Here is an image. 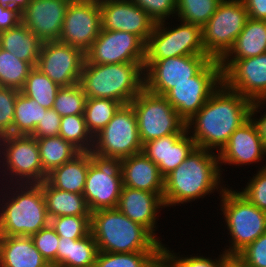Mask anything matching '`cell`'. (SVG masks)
Listing matches in <instances>:
<instances>
[{"mask_svg": "<svg viewBox=\"0 0 266 267\" xmlns=\"http://www.w3.org/2000/svg\"><path fill=\"white\" fill-rule=\"evenodd\" d=\"M60 88L47 75L43 74L37 67H34L29 72L20 92L35 100L43 108L52 109Z\"/></svg>", "mask_w": 266, "mask_h": 267, "instance_id": "d6a6232c", "label": "cell"}, {"mask_svg": "<svg viewBox=\"0 0 266 267\" xmlns=\"http://www.w3.org/2000/svg\"><path fill=\"white\" fill-rule=\"evenodd\" d=\"M61 116L52 108L47 109L41 122L36 126L35 131L31 134L35 138H47L59 136L61 125Z\"/></svg>", "mask_w": 266, "mask_h": 267, "instance_id": "7dc6e473", "label": "cell"}, {"mask_svg": "<svg viewBox=\"0 0 266 267\" xmlns=\"http://www.w3.org/2000/svg\"><path fill=\"white\" fill-rule=\"evenodd\" d=\"M247 267H266V232L236 255Z\"/></svg>", "mask_w": 266, "mask_h": 267, "instance_id": "bcb514c9", "label": "cell"}, {"mask_svg": "<svg viewBox=\"0 0 266 267\" xmlns=\"http://www.w3.org/2000/svg\"><path fill=\"white\" fill-rule=\"evenodd\" d=\"M122 105L113 99L86 98L83 115L93 138L112 120Z\"/></svg>", "mask_w": 266, "mask_h": 267, "instance_id": "836d02e7", "label": "cell"}, {"mask_svg": "<svg viewBox=\"0 0 266 267\" xmlns=\"http://www.w3.org/2000/svg\"><path fill=\"white\" fill-rule=\"evenodd\" d=\"M266 100H258V101H252L251 107H250V118L251 120L255 123L259 137L262 140V143L266 149V112L264 114L260 115L261 117L258 116V118L255 117L254 114L256 113H262L260 112L259 109L265 108ZM255 117V118H254Z\"/></svg>", "mask_w": 266, "mask_h": 267, "instance_id": "c3c4849f", "label": "cell"}, {"mask_svg": "<svg viewBox=\"0 0 266 267\" xmlns=\"http://www.w3.org/2000/svg\"><path fill=\"white\" fill-rule=\"evenodd\" d=\"M121 172L123 186L157 193L163 198L164 177L144 153L121 159Z\"/></svg>", "mask_w": 266, "mask_h": 267, "instance_id": "cb8c5ba5", "label": "cell"}, {"mask_svg": "<svg viewBox=\"0 0 266 267\" xmlns=\"http://www.w3.org/2000/svg\"><path fill=\"white\" fill-rule=\"evenodd\" d=\"M101 30L99 0H71L65 13L59 42L86 53Z\"/></svg>", "mask_w": 266, "mask_h": 267, "instance_id": "9a60e30c", "label": "cell"}, {"mask_svg": "<svg viewBox=\"0 0 266 267\" xmlns=\"http://www.w3.org/2000/svg\"><path fill=\"white\" fill-rule=\"evenodd\" d=\"M86 102V95L79 83L61 87L57 92L53 109L61 116L83 115Z\"/></svg>", "mask_w": 266, "mask_h": 267, "instance_id": "f35d334b", "label": "cell"}, {"mask_svg": "<svg viewBox=\"0 0 266 267\" xmlns=\"http://www.w3.org/2000/svg\"><path fill=\"white\" fill-rule=\"evenodd\" d=\"M144 63L83 64L79 84L86 98L129 104L144 89Z\"/></svg>", "mask_w": 266, "mask_h": 267, "instance_id": "5b68a950", "label": "cell"}, {"mask_svg": "<svg viewBox=\"0 0 266 267\" xmlns=\"http://www.w3.org/2000/svg\"><path fill=\"white\" fill-rule=\"evenodd\" d=\"M34 67L0 48V86L21 90Z\"/></svg>", "mask_w": 266, "mask_h": 267, "instance_id": "e575fe53", "label": "cell"}, {"mask_svg": "<svg viewBox=\"0 0 266 267\" xmlns=\"http://www.w3.org/2000/svg\"><path fill=\"white\" fill-rule=\"evenodd\" d=\"M160 251H139L133 253H111L99 251L95 267H148Z\"/></svg>", "mask_w": 266, "mask_h": 267, "instance_id": "74e56055", "label": "cell"}, {"mask_svg": "<svg viewBox=\"0 0 266 267\" xmlns=\"http://www.w3.org/2000/svg\"><path fill=\"white\" fill-rule=\"evenodd\" d=\"M251 103L222 82L186 122V131L198 148L219 153L231 134L250 118Z\"/></svg>", "mask_w": 266, "mask_h": 267, "instance_id": "6da1fadb", "label": "cell"}, {"mask_svg": "<svg viewBox=\"0 0 266 267\" xmlns=\"http://www.w3.org/2000/svg\"><path fill=\"white\" fill-rule=\"evenodd\" d=\"M223 83L251 101L266 100V53L220 60Z\"/></svg>", "mask_w": 266, "mask_h": 267, "instance_id": "ac0fdd59", "label": "cell"}, {"mask_svg": "<svg viewBox=\"0 0 266 267\" xmlns=\"http://www.w3.org/2000/svg\"><path fill=\"white\" fill-rule=\"evenodd\" d=\"M266 149L259 137L255 123L249 118L230 136L227 144L218 153L221 172L222 165H249L264 161ZM222 164V165H221Z\"/></svg>", "mask_w": 266, "mask_h": 267, "instance_id": "44dd1931", "label": "cell"}, {"mask_svg": "<svg viewBox=\"0 0 266 267\" xmlns=\"http://www.w3.org/2000/svg\"><path fill=\"white\" fill-rule=\"evenodd\" d=\"M242 2L249 18L266 21V0H242Z\"/></svg>", "mask_w": 266, "mask_h": 267, "instance_id": "f907efd6", "label": "cell"}, {"mask_svg": "<svg viewBox=\"0 0 266 267\" xmlns=\"http://www.w3.org/2000/svg\"><path fill=\"white\" fill-rule=\"evenodd\" d=\"M196 147L186 131L184 134H171L147 141L143 144L142 153L158 166L165 178L182 164Z\"/></svg>", "mask_w": 266, "mask_h": 267, "instance_id": "7402d4cb", "label": "cell"}, {"mask_svg": "<svg viewBox=\"0 0 266 267\" xmlns=\"http://www.w3.org/2000/svg\"><path fill=\"white\" fill-rule=\"evenodd\" d=\"M5 183L0 192V236H32L50 225L41 183Z\"/></svg>", "mask_w": 266, "mask_h": 267, "instance_id": "3957f363", "label": "cell"}, {"mask_svg": "<svg viewBox=\"0 0 266 267\" xmlns=\"http://www.w3.org/2000/svg\"><path fill=\"white\" fill-rule=\"evenodd\" d=\"M30 0H0V5L16 8L22 13L29 5Z\"/></svg>", "mask_w": 266, "mask_h": 267, "instance_id": "f5cc1de1", "label": "cell"}, {"mask_svg": "<svg viewBox=\"0 0 266 267\" xmlns=\"http://www.w3.org/2000/svg\"><path fill=\"white\" fill-rule=\"evenodd\" d=\"M90 228L98 251L101 252L133 253L162 250L161 241L144 226L125 216L118 208L91 212Z\"/></svg>", "mask_w": 266, "mask_h": 267, "instance_id": "277c9868", "label": "cell"}, {"mask_svg": "<svg viewBox=\"0 0 266 267\" xmlns=\"http://www.w3.org/2000/svg\"><path fill=\"white\" fill-rule=\"evenodd\" d=\"M98 252L91 232L81 239L59 237L56 267H95Z\"/></svg>", "mask_w": 266, "mask_h": 267, "instance_id": "484cf974", "label": "cell"}, {"mask_svg": "<svg viewBox=\"0 0 266 267\" xmlns=\"http://www.w3.org/2000/svg\"><path fill=\"white\" fill-rule=\"evenodd\" d=\"M59 136L68 141L80 152H90L94 138L89 133L84 115H66L61 118Z\"/></svg>", "mask_w": 266, "mask_h": 267, "instance_id": "d590c367", "label": "cell"}, {"mask_svg": "<svg viewBox=\"0 0 266 267\" xmlns=\"http://www.w3.org/2000/svg\"><path fill=\"white\" fill-rule=\"evenodd\" d=\"M117 208L129 219L148 229L159 241L161 240L156 236L155 228L158 227L156 226L158 212L166 207L159 194L123 186Z\"/></svg>", "mask_w": 266, "mask_h": 267, "instance_id": "603a6c76", "label": "cell"}, {"mask_svg": "<svg viewBox=\"0 0 266 267\" xmlns=\"http://www.w3.org/2000/svg\"><path fill=\"white\" fill-rule=\"evenodd\" d=\"M142 8L156 23L176 18V0H131ZM175 14V15H174Z\"/></svg>", "mask_w": 266, "mask_h": 267, "instance_id": "f6af8a7d", "label": "cell"}, {"mask_svg": "<svg viewBox=\"0 0 266 267\" xmlns=\"http://www.w3.org/2000/svg\"><path fill=\"white\" fill-rule=\"evenodd\" d=\"M221 176L218 153L196 147L182 164L164 178L165 207L203 199L215 190L221 194L226 188L222 185Z\"/></svg>", "mask_w": 266, "mask_h": 267, "instance_id": "7a4b0ae2", "label": "cell"}, {"mask_svg": "<svg viewBox=\"0 0 266 267\" xmlns=\"http://www.w3.org/2000/svg\"><path fill=\"white\" fill-rule=\"evenodd\" d=\"M145 45L132 33L101 29L85 53V61L95 64L144 63Z\"/></svg>", "mask_w": 266, "mask_h": 267, "instance_id": "2e32d148", "label": "cell"}, {"mask_svg": "<svg viewBox=\"0 0 266 267\" xmlns=\"http://www.w3.org/2000/svg\"><path fill=\"white\" fill-rule=\"evenodd\" d=\"M0 267H51L31 236H0Z\"/></svg>", "mask_w": 266, "mask_h": 267, "instance_id": "d4e9b609", "label": "cell"}, {"mask_svg": "<svg viewBox=\"0 0 266 267\" xmlns=\"http://www.w3.org/2000/svg\"><path fill=\"white\" fill-rule=\"evenodd\" d=\"M212 58L187 55L157 59L144 69V88L164 96L170 89L194 77Z\"/></svg>", "mask_w": 266, "mask_h": 267, "instance_id": "5bb4252c", "label": "cell"}, {"mask_svg": "<svg viewBox=\"0 0 266 267\" xmlns=\"http://www.w3.org/2000/svg\"><path fill=\"white\" fill-rule=\"evenodd\" d=\"M254 175L239 192L260 210L266 211V163Z\"/></svg>", "mask_w": 266, "mask_h": 267, "instance_id": "7bdbcfd3", "label": "cell"}, {"mask_svg": "<svg viewBox=\"0 0 266 267\" xmlns=\"http://www.w3.org/2000/svg\"><path fill=\"white\" fill-rule=\"evenodd\" d=\"M21 19V13L16 8L0 5V32L17 27Z\"/></svg>", "mask_w": 266, "mask_h": 267, "instance_id": "681fc988", "label": "cell"}, {"mask_svg": "<svg viewBox=\"0 0 266 267\" xmlns=\"http://www.w3.org/2000/svg\"><path fill=\"white\" fill-rule=\"evenodd\" d=\"M181 25L169 27L168 22L155 23L145 45V69L157 59L187 55H208L203 45L202 27L180 21ZM168 24V27L166 26Z\"/></svg>", "mask_w": 266, "mask_h": 267, "instance_id": "ba28073f", "label": "cell"}, {"mask_svg": "<svg viewBox=\"0 0 266 267\" xmlns=\"http://www.w3.org/2000/svg\"><path fill=\"white\" fill-rule=\"evenodd\" d=\"M219 196V210L223 212L224 224L231 238V244L223 250L230 256H236L266 232V211L260 210L237 189L232 190L228 185Z\"/></svg>", "mask_w": 266, "mask_h": 267, "instance_id": "8992f818", "label": "cell"}, {"mask_svg": "<svg viewBox=\"0 0 266 267\" xmlns=\"http://www.w3.org/2000/svg\"><path fill=\"white\" fill-rule=\"evenodd\" d=\"M222 82L220 61L211 59L194 77L177 84L164 97L187 122L204 106Z\"/></svg>", "mask_w": 266, "mask_h": 267, "instance_id": "7c38bea8", "label": "cell"}, {"mask_svg": "<svg viewBox=\"0 0 266 267\" xmlns=\"http://www.w3.org/2000/svg\"><path fill=\"white\" fill-rule=\"evenodd\" d=\"M19 90L0 86V138L13 134L15 102Z\"/></svg>", "mask_w": 266, "mask_h": 267, "instance_id": "60d3db41", "label": "cell"}, {"mask_svg": "<svg viewBox=\"0 0 266 267\" xmlns=\"http://www.w3.org/2000/svg\"><path fill=\"white\" fill-rule=\"evenodd\" d=\"M42 43L22 22L15 28L0 32V48L33 67L37 65Z\"/></svg>", "mask_w": 266, "mask_h": 267, "instance_id": "83f0119b", "label": "cell"}, {"mask_svg": "<svg viewBox=\"0 0 266 267\" xmlns=\"http://www.w3.org/2000/svg\"><path fill=\"white\" fill-rule=\"evenodd\" d=\"M34 246L42 254L45 260L56 267V254L59 243V236L55 230L48 225L31 236Z\"/></svg>", "mask_w": 266, "mask_h": 267, "instance_id": "b9f144b4", "label": "cell"}, {"mask_svg": "<svg viewBox=\"0 0 266 267\" xmlns=\"http://www.w3.org/2000/svg\"><path fill=\"white\" fill-rule=\"evenodd\" d=\"M148 267H178V266L163 250H161L149 263Z\"/></svg>", "mask_w": 266, "mask_h": 267, "instance_id": "816d5d0a", "label": "cell"}, {"mask_svg": "<svg viewBox=\"0 0 266 267\" xmlns=\"http://www.w3.org/2000/svg\"><path fill=\"white\" fill-rule=\"evenodd\" d=\"M129 104L136 115L142 144L156 138L186 132V122L164 96L144 88Z\"/></svg>", "mask_w": 266, "mask_h": 267, "instance_id": "9c48e42d", "label": "cell"}, {"mask_svg": "<svg viewBox=\"0 0 266 267\" xmlns=\"http://www.w3.org/2000/svg\"><path fill=\"white\" fill-rule=\"evenodd\" d=\"M163 244L162 250L177 264L178 267H223L224 263L231 257L226 254L224 251L222 254L218 255L219 257L216 259H212L210 257H206L203 255H195L190 257L188 256H177V253H174L169 247Z\"/></svg>", "mask_w": 266, "mask_h": 267, "instance_id": "ee69618b", "label": "cell"}, {"mask_svg": "<svg viewBox=\"0 0 266 267\" xmlns=\"http://www.w3.org/2000/svg\"><path fill=\"white\" fill-rule=\"evenodd\" d=\"M91 162L90 152H80L73 159L50 172L46 180L59 190L83 194Z\"/></svg>", "mask_w": 266, "mask_h": 267, "instance_id": "4316f807", "label": "cell"}, {"mask_svg": "<svg viewBox=\"0 0 266 267\" xmlns=\"http://www.w3.org/2000/svg\"><path fill=\"white\" fill-rule=\"evenodd\" d=\"M46 110L35 100L20 92L15 102L13 135H31L46 114Z\"/></svg>", "mask_w": 266, "mask_h": 267, "instance_id": "1f68e13d", "label": "cell"}, {"mask_svg": "<svg viewBox=\"0 0 266 267\" xmlns=\"http://www.w3.org/2000/svg\"><path fill=\"white\" fill-rule=\"evenodd\" d=\"M49 218L60 216H91L83 194L62 191L47 180L41 183Z\"/></svg>", "mask_w": 266, "mask_h": 267, "instance_id": "f1b7e54d", "label": "cell"}, {"mask_svg": "<svg viewBox=\"0 0 266 267\" xmlns=\"http://www.w3.org/2000/svg\"><path fill=\"white\" fill-rule=\"evenodd\" d=\"M91 163L86 175L83 196L90 212L117 208L123 187L121 159L90 151Z\"/></svg>", "mask_w": 266, "mask_h": 267, "instance_id": "8fae6325", "label": "cell"}, {"mask_svg": "<svg viewBox=\"0 0 266 267\" xmlns=\"http://www.w3.org/2000/svg\"><path fill=\"white\" fill-rule=\"evenodd\" d=\"M85 53L59 41L43 42L36 67L60 87L79 83Z\"/></svg>", "mask_w": 266, "mask_h": 267, "instance_id": "e0dca14e", "label": "cell"}, {"mask_svg": "<svg viewBox=\"0 0 266 267\" xmlns=\"http://www.w3.org/2000/svg\"><path fill=\"white\" fill-rule=\"evenodd\" d=\"M266 53V21L248 18L233 47L221 60H238Z\"/></svg>", "mask_w": 266, "mask_h": 267, "instance_id": "f546056e", "label": "cell"}, {"mask_svg": "<svg viewBox=\"0 0 266 267\" xmlns=\"http://www.w3.org/2000/svg\"><path fill=\"white\" fill-rule=\"evenodd\" d=\"M142 147L135 112L130 104H126L94 137L92 151L102 156L123 159L142 152Z\"/></svg>", "mask_w": 266, "mask_h": 267, "instance_id": "4fadbf2b", "label": "cell"}, {"mask_svg": "<svg viewBox=\"0 0 266 267\" xmlns=\"http://www.w3.org/2000/svg\"><path fill=\"white\" fill-rule=\"evenodd\" d=\"M222 0H176L179 21L203 27L215 13Z\"/></svg>", "mask_w": 266, "mask_h": 267, "instance_id": "8d00e7d4", "label": "cell"}, {"mask_svg": "<svg viewBox=\"0 0 266 267\" xmlns=\"http://www.w3.org/2000/svg\"><path fill=\"white\" fill-rule=\"evenodd\" d=\"M101 29L124 31L138 36L145 44L155 21L131 0H99Z\"/></svg>", "mask_w": 266, "mask_h": 267, "instance_id": "d6986e66", "label": "cell"}, {"mask_svg": "<svg viewBox=\"0 0 266 267\" xmlns=\"http://www.w3.org/2000/svg\"><path fill=\"white\" fill-rule=\"evenodd\" d=\"M0 159L1 182L5 179L7 184H40L47 179L42 168L37 138L32 135L11 134L1 137ZM7 177L10 179L7 180Z\"/></svg>", "mask_w": 266, "mask_h": 267, "instance_id": "52a82bcc", "label": "cell"}, {"mask_svg": "<svg viewBox=\"0 0 266 267\" xmlns=\"http://www.w3.org/2000/svg\"><path fill=\"white\" fill-rule=\"evenodd\" d=\"M42 168L46 175L73 159L80 151L61 136L37 138Z\"/></svg>", "mask_w": 266, "mask_h": 267, "instance_id": "4dcf8cb0", "label": "cell"}, {"mask_svg": "<svg viewBox=\"0 0 266 267\" xmlns=\"http://www.w3.org/2000/svg\"><path fill=\"white\" fill-rule=\"evenodd\" d=\"M50 225L59 237L81 239L91 232L90 216H60L50 218Z\"/></svg>", "mask_w": 266, "mask_h": 267, "instance_id": "ab89813d", "label": "cell"}, {"mask_svg": "<svg viewBox=\"0 0 266 267\" xmlns=\"http://www.w3.org/2000/svg\"><path fill=\"white\" fill-rule=\"evenodd\" d=\"M248 18L242 0H222L202 27L205 52L220 61L233 47Z\"/></svg>", "mask_w": 266, "mask_h": 267, "instance_id": "30bf717a", "label": "cell"}, {"mask_svg": "<svg viewBox=\"0 0 266 267\" xmlns=\"http://www.w3.org/2000/svg\"><path fill=\"white\" fill-rule=\"evenodd\" d=\"M71 0H30L21 13L22 23L42 42L58 41Z\"/></svg>", "mask_w": 266, "mask_h": 267, "instance_id": "ffe728a7", "label": "cell"}, {"mask_svg": "<svg viewBox=\"0 0 266 267\" xmlns=\"http://www.w3.org/2000/svg\"><path fill=\"white\" fill-rule=\"evenodd\" d=\"M223 267H247L237 256H231Z\"/></svg>", "mask_w": 266, "mask_h": 267, "instance_id": "db71d44e", "label": "cell"}]
</instances>
